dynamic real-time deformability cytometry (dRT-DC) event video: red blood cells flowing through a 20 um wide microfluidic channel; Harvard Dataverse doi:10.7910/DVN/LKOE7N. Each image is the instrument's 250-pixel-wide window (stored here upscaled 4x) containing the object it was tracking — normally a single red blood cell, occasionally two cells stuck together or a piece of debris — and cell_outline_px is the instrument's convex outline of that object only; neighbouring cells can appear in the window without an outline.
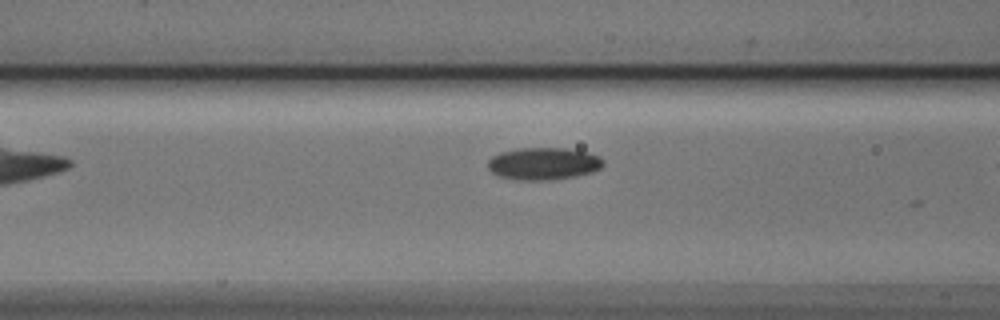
{"species": "Egyptian fruit bat (a non-hibernating species)", "species_latin": "Rousettus aegyptiacus", "temperature_condition": "cold", "stored_images_in_passage": 6, "camera_frame_rate_fps": 3000, "um_per_image_px": 0.085, "animal": {"sex": "male"}, "frame": {"image": 1, "passage_image": 5, "time_ms": 1.333, "image_size_px": [1000, 320], "cell_outline_px": [[604, 164], [600, 168], [592, 172], [576, 176], [552, 180], [512, 180], [500, 176], [492, 172], [488, 168], [488, 160], [492, 156], [500, 152], [516, 148], [568, 148], [588, 152], [600, 156], [604, 160]], "centroid_in_image_um": [46.2, 13.91], "position_along_channel_um": 120.4, "area_um2": 22.02}}